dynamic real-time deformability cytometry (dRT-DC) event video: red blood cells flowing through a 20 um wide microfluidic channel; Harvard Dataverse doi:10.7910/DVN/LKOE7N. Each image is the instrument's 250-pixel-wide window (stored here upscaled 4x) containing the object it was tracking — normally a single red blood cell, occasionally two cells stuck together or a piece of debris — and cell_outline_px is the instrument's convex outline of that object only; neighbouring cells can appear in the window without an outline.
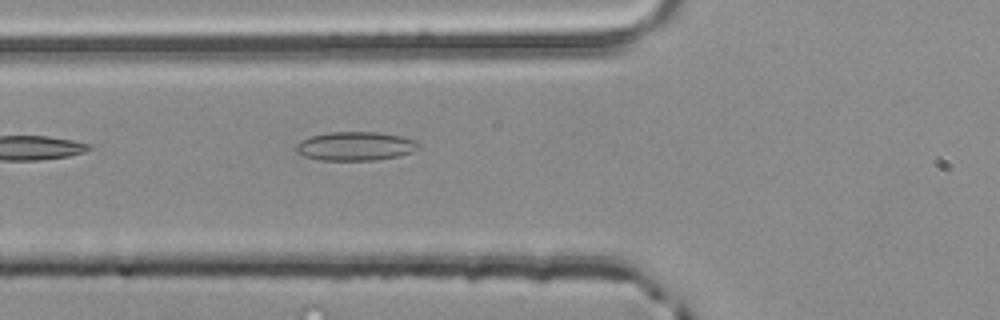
{"species": "common noctule bat (a hibernating species)", "species_latin": "Nyctalus noctula", "temperature_condition": "room temperature", "stored_images_in_passage": 4, "camera_frame_rate_fps": 3000, "um_per_image_px": 0.085, "animal": {"sex": "male", "body_mass_g": 20.4}, "frame": {"image": 1, "passage_image": 4, "time_ms": 1.0, "image_size_px": [1000, 320], "cell_outline_px": [[420, 148], [412, 152], [400, 156], [372, 160], [320, 160], [304, 156], [296, 152], [296, 144], [312, 136], [328, 132], [376, 132], [400, 136], [416, 140], [420, 144]], "centroid_in_image_um": [30.25, 12.43], "position_along_channel_um": 95.6, "area_um2": 20.52}}